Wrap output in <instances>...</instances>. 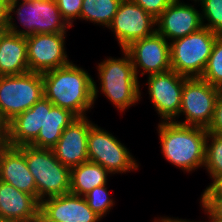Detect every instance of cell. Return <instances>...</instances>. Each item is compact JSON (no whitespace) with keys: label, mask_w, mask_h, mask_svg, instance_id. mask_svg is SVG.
Segmentation results:
<instances>
[{"label":"cell","mask_w":222,"mask_h":222,"mask_svg":"<svg viewBox=\"0 0 222 222\" xmlns=\"http://www.w3.org/2000/svg\"><path fill=\"white\" fill-rule=\"evenodd\" d=\"M44 97L53 105L85 117L97 98L96 82L72 61L63 67L42 74Z\"/></svg>","instance_id":"6da1fadb"},{"label":"cell","mask_w":222,"mask_h":222,"mask_svg":"<svg viewBox=\"0 0 222 222\" xmlns=\"http://www.w3.org/2000/svg\"><path fill=\"white\" fill-rule=\"evenodd\" d=\"M158 133L162 154L168 162L187 172L204 167L206 128L161 121Z\"/></svg>","instance_id":"7a4b0ae2"},{"label":"cell","mask_w":222,"mask_h":222,"mask_svg":"<svg viewBox=\"0 0 222 222\" xmlns=\"http://www.w3.org/2000/svg\"><path fill=\"white\" fill-rule=\"evenodd\" d=\"M123 58L112 57L98 63L100 91L120 112L135 105L141 97L138 77L129 54L122 50Z\"/></svg>","instance_id":"3957f363"},{"label":"cell","mask_w":222,"mask_h":222,"mask_svg":"<svg viewBox=\"0 0 222 222\" xmlns=\"http://www.w3.org/2000/svg\"><path fill=\"white\" fill-rule=\"evenodd\" d=\"M34 177L37 200L70 193L71 168L59 162L52 149H39L30 145L18 147Z\"/></svg>","instance_id":"277c9868"},{"label":"cell","mask_w":222,"mask_h":222,"mask_svg":"<svg viewBox=\"0 0 222 222\" xmlns=\"http://www.w3.org/2000/svg\"><path fill=\"white\" fill-rule=\"evenodd\" d=\"M13 12L26 30L17 29L18 26L13 23ZM68 28L70 26L63 19L55 0L9 1L7 31L10 33L21 36L66 33Z\"/></svg>","instance_id":"5b68a950"},{"label":"cell","mask_w":222,"mask_h":222,"mask_svg":"<svg viewBox=\"0 0 222 222\" xmlns=\"http://www.w3.org/2000/svg\"><path fill=\"white\" fill-rule=\"evenodd\" d=\"M218 36L203 26L170 42L171 70L188 78L201 77Z\"/></svg>","instance_id":"8992f818"},{"label":"cell","mask_w":222,"mask_h":222,"mask_svg":"<svg viewBox=\"0 0 222 222\" xmlns=\"http://www.w3.org/2000/svg\"><path fill=\"white\" fill-rule=\"evenodd\" d=\"M43 96L41 73L0 76V120L8 123Z\"/></svg>","instance_id":"52a82bcc"},{"label":"cell","mask_w":222,"mask_h":222,"mask_svg":"<svg viewBox=\"0 0 222 222\" xmlns=\"http://www.w3.org/2000/svg\"><path fill=\"white\" fill-rule=\"evenodd\" d=\"M221 89L204 81L200 77L187 78L184 81L179 116L185 115V121H174L188 126L208 128L214 115Z\"/></svg>","instance_id":"ba28073f"},{"label":"cell","mask_w":222,"mask_h":222,"mask_svg":"<svg viewBox=\"0 0 222 222\" xmlns=\"http://www.w3.org/2000/svg\"><path fill=\"white\" fill-rule=\"evenodd\" d=\"M88 159L110 174L138 170V163L116 137L94 124L87 138Z\"/></svg>","instance_id":"9c48e42d"},{"label":"cell","mask_w":222,"mask_h":222,"mask_svg":"<svg viewBox=\"0 0 222 222\" xmlns=\"http://www.w3.org/2000/svg\"><path fill=\"white\" fill-rule=\"evenodd\" d=\"M156 19L131 0H122L111 25L120 49L124 50L134 41L149 37L156 32Z\"/></svg>","instance_id":"30bf717a"},{"label":"cell","mask_w":222,"mask_h":222,"mask_svg":"<svg viewBox=\"0 0 222 222\" xmlns=\"http://www.w3.org/2000/svg\"><path fill=\"white\" fill-rule=\"evenodd\" d=\"M188 77L173 70L148 76V92L161 121L179 117L184 81Z\"/></svg>","instance_id":"8fae6325"},{"label":"cell","mask_w":222,"mask_h":222,"mask_svg":"<svg viewBox=\"0 0 222 222\" xmlns=\"http://www.w3.org/2000/svg\"><path fill=\"white\" fill-rule=\"evenodd\" d=\"M66 33H42L26 36L29 70L45 73L68 65L65 51Z\"/></svg>","instance_id":"7c38bea8"},{"label":"cell","mask_w":222,"mask_h":222,"mask_svg":"<svg viewBox=\"0 0 222 222\" xmlns=\"http://www.w3.org/2000/svg\"><path fill=\"white\" fill-rule=\"evenodd\" d=\"M130 56L134 71L138 77L146 73L149 75L171 70L170 43L162 35L155 32L153 35L134 41L124 49Z\"/></svg>","instance_id":"4fadbf2b"},{"label":"cell","mask_w":222,"mask_h":222,"mask_svg":"<svg viewBox=\"0 0 222 222\" xmlns=\"http://www.w3.org/2000/svg\"><path fill=\"white\" fill-rule=\"evenodd\" d=\"M156 27L158 34L173 41L202 28L201 13L194 5L174 0L156 19Z\"/></svg>","instance_id":"5bb4252c"},{"label":"cell","mask_w":222,"mask_h":222,"mask_svg":"<svg viewBox=\"0 0 222 222\" xmlns=\"http://www.w3.org/2000/svg\"><path fill=\"white\" fill-rule=\"evenodd\" d=\"M93 125L87 116L77 117L64 129L57 144L52 148L59 162L72 168L89 161L87 138Z\"/></svg>","instance_id":"9a60e30c"},{"label":"cell","mask_w":222,"mask_h":222,"mask_svg":"<svg viewBox=\"0 0 222 222\" xmlns=\"http://www.w3.org/2000/svg\"><path fill=\"white\" fill-rule=\"evenodd\" d=\"M40 213L51 222H98L102 219L89 208L85 197L72 193L43 199Z\"/></svg>","instance_id":"2e32d148"},{"label":"cell","mask_w":222,"mask_h":222,"mask_svg":"<svg viewBox=\"0 0 222 222\" xmlns=\"http://www.w3.org/2000/svg\"><path fill=\"white\" fill-rule=\"evenodd\" d=\"M39 214L40 202L34 196L0 180V217L4 222H35Z\"/></svg>","instance_id":"e0dca14e"},{"label":"cell","mask_w":222,"mask_h":222,"mask_svg":"<svg viewBox=\"0 0 222 222\" xmlns=\"http://www.w3.org/2000/svg\"><path fill=\"white\" fill-rule=\"evenodd\" d=\"M0 180L37 199L34 177L18 147L9 146L0 156Z\"/></svg>","instance_id":"ac0fdd59"},{"label":"cell","mask_w":222,"mask_h":222,"mask_svg":"<svg viewBox=\"0 0 222 222\" xmlns=\"http://www.w3.org/2000/svg\"><path fill=\"white\" fill-rule=\"evenodd\" d=\"M45 120V97L43 96L30 109L15 116L8 122L9 146L30 145L38 136Z\"/></svg>","instance_id":"d6986e66"},{"label":"cell","mask_w":222,"mask_h":222,"mask_svg":"<svg viewBox=\"0 0 222 222\" xmlns=\"http://www.w3.org/2000/svg\"><path fill=\"white\" fill-rule=\"evenodd\" d=\"M29 71L26 36L6 31L0 39V76Z\"/></svg>","instance_id":"ffe728a7"},{"label":"cell","mask_w":222,"mask_h":222,"mask_svg":"<svg viewBox=\"0 0 222 222\" xmlns=\"http://www.w3.org/2000/svg\"><path fill=\"white\" fill-rule=\"evenodd\" d=\"M77 116L70 110L53 105L45 98L44 127L30 146L39 149H52L60 139L62 132Z\"/></svg>","instance_id":"44dd1931"},{"label":"cell","mask_w":222,"mask_h":222,"mask_svg":"<svg viewBox=\"0 0 222 222\" xmlns=\"http://www.w3.org/2000/svg\"><path fill=\"white\" fill-rule=\"evenodd\" d=\"M110 174L101 165L87 161L71 168L70 193L85 196L95 187L107 184Z\"/></svg>","instance_id":"7402d4cb"},{"label":"cell","mask_w":222,"mask_h":222,"mask_svg":"<svg viewBox=\"0 0 222 222\" xmlns=\"http://www.w3.org/2000/svg\"><path fill=\"white\" fill-rule=\"evenodd\" d=\"M122 0H83L80 18L109 27Z\"/></svg>","instance_id":"603a6c76"},{"label":"cell","mask_w":222,"mask_h":222,"mask_svg":"<svg viewBox=\"0 0 222 222\" xmlns=\"http://www.w3.org/2000/svg\"><path fill=\"white\" fill-rule=\"evenodd\" d=\"M211 141V142H210ZM210 142V144H209ZM212 183L222 175V135L208 132L206 138L205 164Z\"/></svg>","instance_id":"cb8c5ba5"},{"label":"cell","mask_w":222,"mask_h":222,"mask_svg":"<svg viewBox=\"0 0 222 222\" xmlns=\"http://www.w3.org/2000/svg\"><path fill=\"white\" fill-rule=\"evenodd\" d=\"M200 78L222 89V35L216 38L211 55Z\"/></svg>","instance_id":"d4e9b609"},{"label":"cell","mask_w":222,"mask_h":222,"mask_svg":"<svg viewBox=\"0 0 222 222\" xmlns=\"http://www.w3.org/2000/svg\"><path fill=\"white\" fill-rule=\"evenodd\" d=\"M200 2L202 24L212 32L222 35V0H193ZM204 19L208 23H204Z\"/></svg>","instance_id":"484cf974"},{"label":"cell","mask_w":222,"mask_h":222,"mask_svg":"<svg viewBox=\"0 0 222 222\" xmlns=\"http://www.w3.org/2000/svg\"><path fill=\"white\" fill-rule=\"evenodd\" d=\"M84 197L88 203L89 208L101 218L111 210L115 203L114 200L109 197L106 184L95 187Z\"/></svg>","instance_id":"4316f807"},{"label":"cell","mask_w":222,"mask_h":222,"mask_svg":"<svg viewBox=\"0 0 222 222\" xmlns=\"http://www.w3.org/2000/svg\"><path fill=\"white\" fill-rule=\"evenodd\" d=\"M63 19L72 27L73 21L80 18L83 0H55ZM74 19V20H73Z\"/></svg>","instance_id":"83f0119b"},{"label":"cell","mask_w":222,"mask_h":222,"mask_svg":"<svg viewBox=\"0 0 222 222\" xmlns=\"http://www.w3.org/2000/svg\"><path fill=\"white\" fill-rule=\"evenodd\" d=\"M200 203L210 221H222V196H201Z\"/></svg>","instance_id":"f1b7e54d"},{"label":"cell","mask_w":222,"mask_h":222,"mask_svg":"<svg viewBox=\"0 0 222 222\" xmlns=\"http://www.w3.org/2000/svg\"><path fill=\"white\" fill-rule=\"evenodd\" d=\"M157 19L174 0H131Z\"/></svg>","instance_id":"f546056e"},{"label":"cell","mask_w":222,"mask_h":222,"mask_svg":"<svg viewBox=\"0 0 222 222\" xmlns=\"http://www.w3.org/2000/svg\"><path fill=\"white\" fill-rule=\"evenodd\" d=\"M207 131L222 135V91L217 99L213 119Z\"/></svg>","instance_id":"4dcf8cb0"},{"label":"cell","mask_w":222,"mask_h":222,"mask_svg":"<svg viewBox=\"0 0 222 222\" xmlns=\"http://www.w3.org/2000/svg\"><path fill=\"white\" fill-rule=\"evenodd\" d=\"M201 196H222V175L206 187Z\"/></svg>","instance_id":"1f68e13d"},{"label":"cell","mask_w":222,"mask_h":222,"mask_svg":"<svg viewBox=\"0 0 222 222\" xmlns=\"http://www.w3.org/2000/svg\"><path fill=\"white\" fill-rule=\"evenodd\" d=\"M8 147V123L0 120V156Z\"/></svg>","instance_id":"d6a6232c"},{"label":"cell","mask_w":222,"mask_h":222,"mask_svg":"<svg viewBox=\"0 0 222 222\" xmlns=\"http://www.w3.org/2000/svg\"><path fill=\"white\" fill-rule=\"evenodd\" d=\"M8 4L9 0H0V26L8 24Z\"/></svg>","instance_id":"836d02e7"},{"label":"cell","mask_w":222,"mask_h":222,"mask_svg":"<svg viewBox=\"0 0 222 222\" xmlns=\"http://www.w3.org/2000/svg\"><path fill=\"white\" fill-rule=\"evenodd\" d=\"M35 222H51L48 221L41 213L39 214L37 220Z\"/></svg>","instance_id":"e575fe53"},{"label":"cell","mask_w":222,"mask_h":222,"mask_svg":"<svg viewBox=\"0 0 222 222\" xmlns=\"http://www.w3.org/2000/svg\"><path fill=\"white\" fill-rule=\"evenodd\" d=\"M154 222H171V218L170 217L165 218V216H164L163 218L161 217V219H158V220L154 219Z\"/></svg>","instance_id":"d590c367"},{"label":"cell","mask_w":222,"mask_h":222,"mask_svg":"<svg viewBox=\"0 0 222 222\" xmlns=\"http://www.w3.org/2000/svg\"><path fill=\"white\" fill-rule=\"evenodd\" d=\"M171 222H194V221H190V220H185V219H173V218H171ZM209 222H211V221H209Z\"/></svg>","instance_id":"8d00e7d4"},{"label":"cell","mask_w":222,"mask_h":222,"mask_svg":"<svg viewBox=\"0 0 222 222\" xmlns=\"http://www.w3.org/2000/svg\"><path fill=\"white\" fill-rule=\"evenodd\" d=\"M6 31H7V26H0V39Z\"/></svg>","instance_id":"74e56055"},{"label":"cell","mask_w":222,"mask_h":222,"mask_svg":"<svg viewBox=\"0 0 222 222\" xmlns=\"http://www.w3.org/2000/svg\"><path fill=\"white\" fill-rule=\"evenodd\" d=\"M9 1H20V0H9ZM21 1H32V0H21Z\"/></svg>","instance_id":"f35d334b"}]
</instances>
